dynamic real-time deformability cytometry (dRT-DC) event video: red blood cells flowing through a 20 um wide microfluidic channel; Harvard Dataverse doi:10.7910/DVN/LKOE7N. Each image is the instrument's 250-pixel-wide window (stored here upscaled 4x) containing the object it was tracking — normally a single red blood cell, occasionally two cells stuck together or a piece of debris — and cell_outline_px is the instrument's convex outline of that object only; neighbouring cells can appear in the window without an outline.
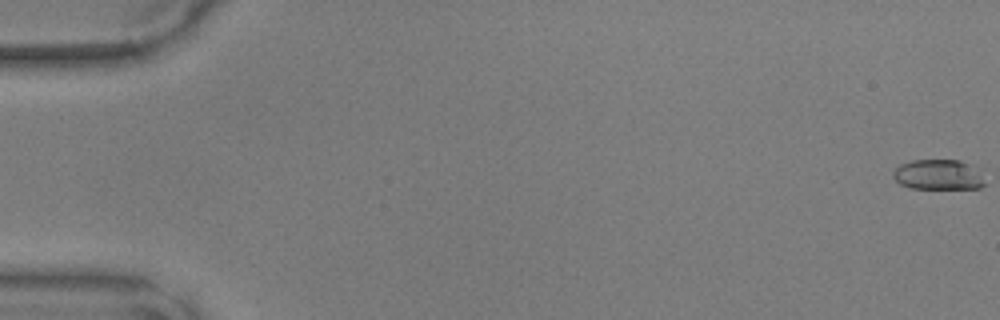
{"species": "common noctule bat (a hibernating species)", "species_latin": "Nyctalus noctula", "temperature_condition": "warm", "stored_images_in_passage": 14, "camera_frame_rate_fps": 3000, "um_per_image_px": 0.085, "animal": {"sex": "male", "body_mass_g": 17.9, "forearm_length_mm": 54.2}, "frame": {"image": 1, "passage_image": 1, "time_ms": 0.0, "image_size_px": [1000, 320], "cell_outline_px": [[984, 184], [980, 188], [908, 188], [900, 184], [892, 176], [892, 172], [900, 164], [912, 160], [960, 160], [984, 168]], "centroid_in_image_um": [79.83, 14.83], "position_along_channel_um": 5.2, "area_um2": 16.65}}
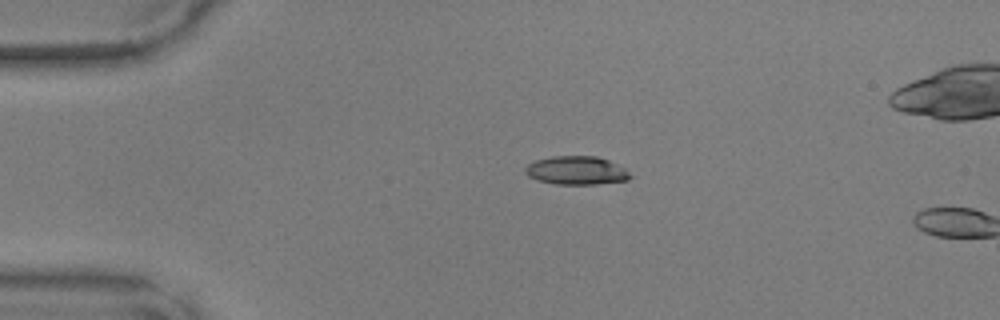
{"frame": {"image": 2, "passage_image": 12, "time_ms": 3.667, "image_size_px": [1000, 320], "cell_outline_px": [[632, 176], [628, 180], [596, 184], [556, 184], [536, 180], [528, 176], [524, 172], [524, 168], [528, 164], [536, 160], [552, 156], [596, 156], [608, 160], [624, 168]], "centroid_in_image_um": [48.97, 14.49], "position_along_channel_um": 36.0, "area_um2": 17.4}}